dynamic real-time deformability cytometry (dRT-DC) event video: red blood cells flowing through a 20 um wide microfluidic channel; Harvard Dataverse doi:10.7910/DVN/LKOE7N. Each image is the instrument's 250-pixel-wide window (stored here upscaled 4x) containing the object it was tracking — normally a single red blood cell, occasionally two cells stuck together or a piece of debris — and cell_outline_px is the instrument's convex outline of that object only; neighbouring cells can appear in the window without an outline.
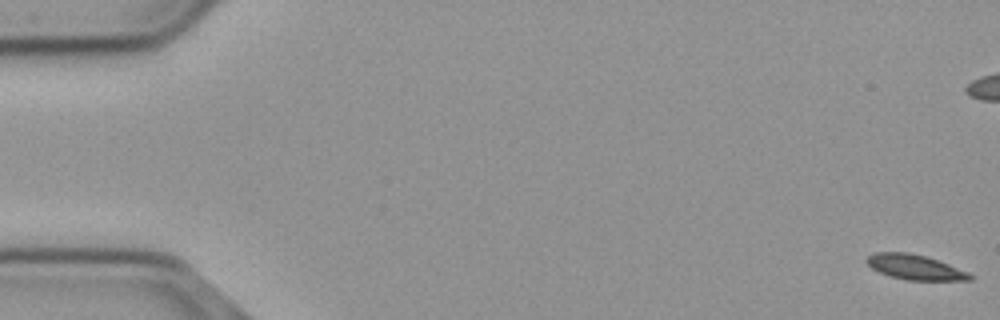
{"species": "common noctule bat (a hibernating species)", "species_latin": "Nyctalus noctula", "temperature_condition": "cold", "stored_images_in_passage": 58, "camera_frame_rate_fps": 3000, "um_per_image_px": 0.085, "animal": {"sex": "male", "body_mass_g": 23.1, "forearm_length_mm": 52.7}, "frame": {"image": 1, "passage_image": 1, "time_ms": 0.0, "image_size_px": [1000, 320], "cell_outline_px": [[972, 280], [908, 280], [888, 276], [872, 268], [864, 260], [872, 252], [908, 252], [924, 256], [948, 264], [968, 272], [972, 276]], "centroid_in_image_um": [77.72, 22.7], "position_along_channel_um": 7.3, "area_um2": 14.91}}
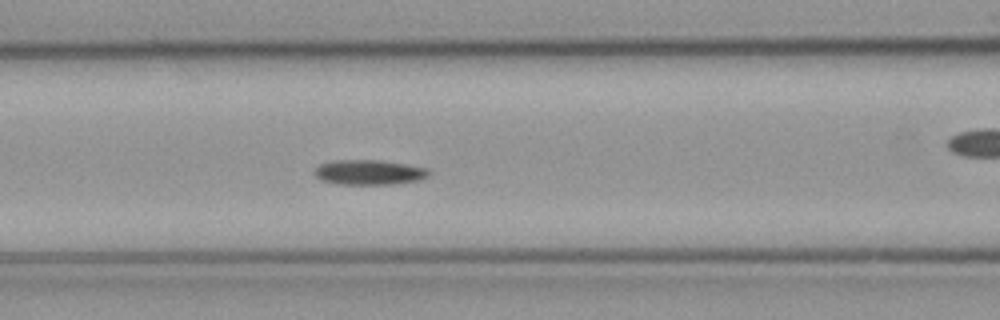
{"frame": {"image": 2, "passage_image": 24, "time_ms": 7.667, "image_size_px": [1000, 320], "cell_outline_px": [[432, 172], [428, 176], [420, 180], [396, 184], [340, 184], [320, 180], [316, 176], [316, 168], [320, 164], [332, 160], [380, 160], [428, 168]], "centroid_in_image_um": [31.41, 14.65], "position_along_channel_um": 135.2, "area_um2": 16.65}}
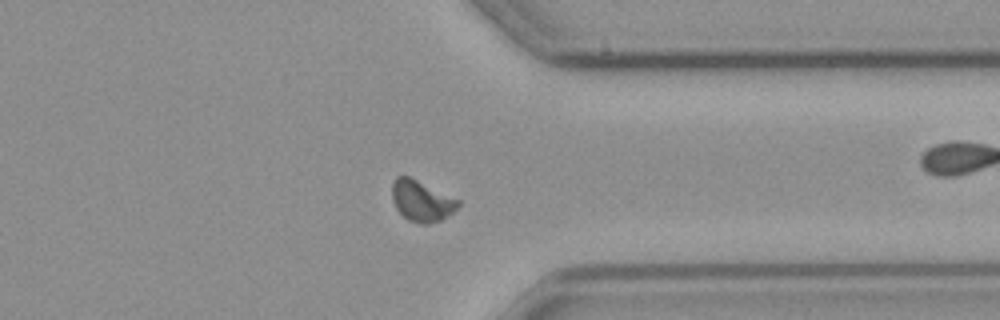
{"frame": {"image": 3, "passage_image": 44, "time_ms": 14.333, "image_size_px": [1000, 320], "cell_outline_px": [[460, 204], [452, 212], [440, 220], [428, 224], [420, 224], [408, 220], [396, 208], [392, 196], [392, 184], [396, 176], [408, 176], [460, 200]], "centroid_in_image_um": [35.82, 17.08], "position_along_channel_um": 375.6, "area_um2": 15.49}, "authors_computed_cell_mechanics": {"area_um2": 15.6349, "velocity_mm_per_s": 3.6704, "shape_relaxation_time_tau1_ms": 2.8759, "shape_relaxation_time_tau2_ms": 4.979, "deformation_change_tau1": 0.1202, "deformation_change_tau2": 0.0809}}